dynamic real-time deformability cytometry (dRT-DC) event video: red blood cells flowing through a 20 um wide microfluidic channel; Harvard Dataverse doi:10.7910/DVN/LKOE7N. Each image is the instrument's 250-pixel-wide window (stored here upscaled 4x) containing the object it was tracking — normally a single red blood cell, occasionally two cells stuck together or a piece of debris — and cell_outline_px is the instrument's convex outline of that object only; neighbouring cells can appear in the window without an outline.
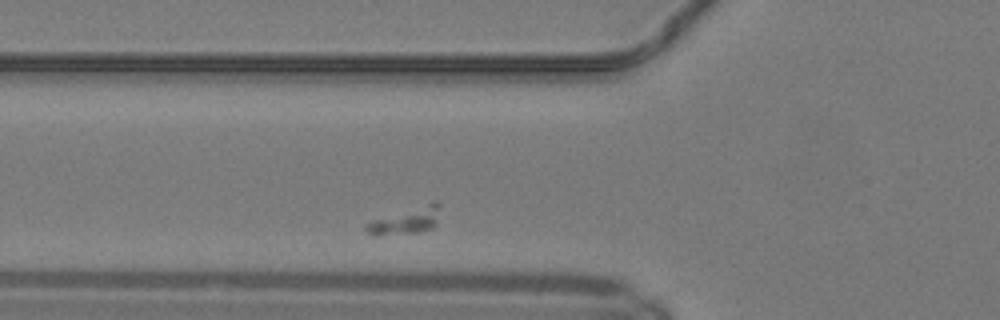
{"species": "common noctule bat (a hibernating species)", "species_latin": "Nyctalus noctula", "temperature_condition": "warm", "stored_images_in_passage": 28, "camera_frame_rate_fps": 3000, "um_per_image_px": 0.085, "animal": {"sex": "male", "body_mass_g": 19.2, "forearm_length_mm": 51.8}, "frame": {"image": 1, "passage_image": 4, "time_ms": 1.0, "image_size_px": [1000, 320], "cell_outline_px": [[440, 204], [436, 224], [432, 228], [416, 232], [368, 232], [364, 228], [364, 224], [372, 220], [436, 200]], "centroid_in_image_um": [34.6, 18.69], "position_along_channel_um": 91.2, "area_um2": 10.64}}
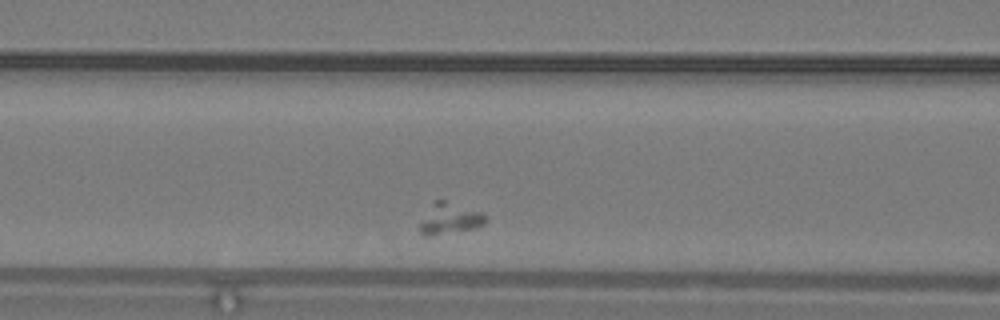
{"frame": {"image": 2, "passage_image": 7, "time_ms": 2.0, "image_size_px": [1000, 320], "cell_outline_px": [[488, 220], [484, 224], [476, 228], [428, 236], [424, 236], [416, 228], [436, 200], [444, 200], [480, 212], [488, 216]], "centroid_in_image_um": [38.24, 18.61], "position_along_channel_um": 128.4, "area_um2": 11.73}}